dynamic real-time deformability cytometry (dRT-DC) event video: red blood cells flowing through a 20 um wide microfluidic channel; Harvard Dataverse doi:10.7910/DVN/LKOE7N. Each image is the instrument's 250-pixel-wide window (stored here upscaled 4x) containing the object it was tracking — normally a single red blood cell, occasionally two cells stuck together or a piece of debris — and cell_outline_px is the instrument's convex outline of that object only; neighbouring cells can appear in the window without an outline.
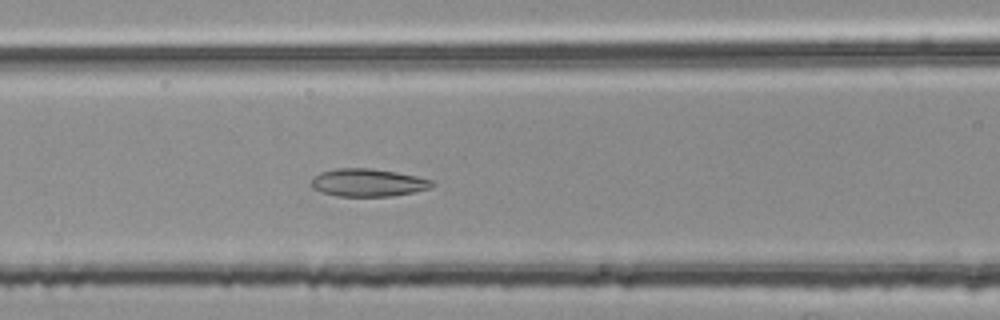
{"species": "common noctule bat (a hibernating species)", "species_latin": "Nyctalus noctula", "temperature_condition": "room temperature", "stored_images_in_passage": 53, "segment_of_instrument_passage": [2, 2], "camera_frame_rate_fps": 3000, "um_per_image_px": 0.085, "animal": {"sex": "female", "body_mass_g": 25.1}, "frame": {"image": 1, "passage_image": 23, "time_ms": 7.333, "image_size_px": [1000, 320], "cell_outline_px": [[436, 184], [428, 188], [412, 192], [392, 196], [336, 196], [320, 192], [312, 188], [312, 180], [320, 172], [336, 168], [368, 168], [396, 172], [416, 176], [432, 180]], "centroid_in_image_um": [31.26, 15.52], "position_along_channel_um": 135.3, "area_um2": 19.42}}
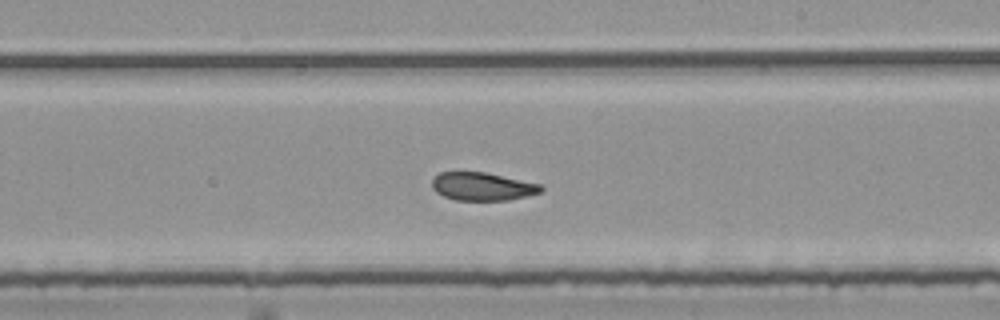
{"frame": {"image": 2, "passage_image": 32, "time_ms": 10.333, "image_size_px": [1000, 320], "cell_outline_px": [[544, 188], [540, 192], [508, 200], [456, 200], [444, 196], [436, 192], [432, 188], [432, 180], [440, 172], [484, 172], [540, 184]], "centroid_in_image_um": [40.97, 15.85], "position_along_channel_um": 248.0, "area_um2": 17.57}}
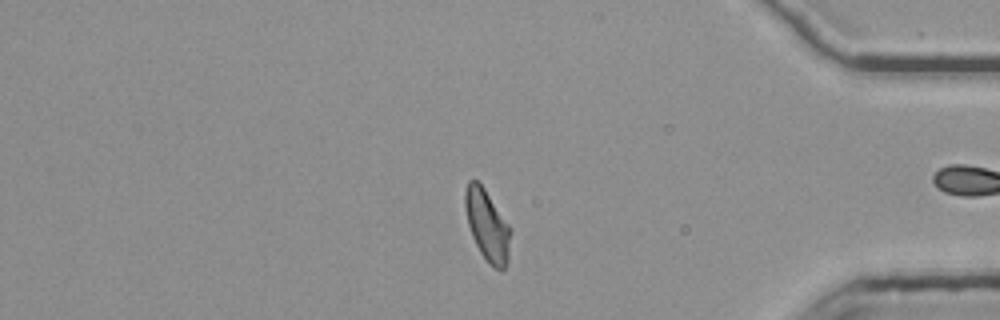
{"frame": {"image": 3, "passage_image": 46, "time_ms": 15.0, "image_size_px": [1000, 320], "cell_outline_px": [[508, 260], [504, 268], [500, 272], [488, 264], [480, 252], [472, 236], [468, 224], [464, 204], [464, 192], [468, 180], [476, 180], [484, 188], [508, 224]], "centroid_in_image_um": [41.36, 19.16], "position_along_channel_um": 393.8, "area_um2": 18.38}}